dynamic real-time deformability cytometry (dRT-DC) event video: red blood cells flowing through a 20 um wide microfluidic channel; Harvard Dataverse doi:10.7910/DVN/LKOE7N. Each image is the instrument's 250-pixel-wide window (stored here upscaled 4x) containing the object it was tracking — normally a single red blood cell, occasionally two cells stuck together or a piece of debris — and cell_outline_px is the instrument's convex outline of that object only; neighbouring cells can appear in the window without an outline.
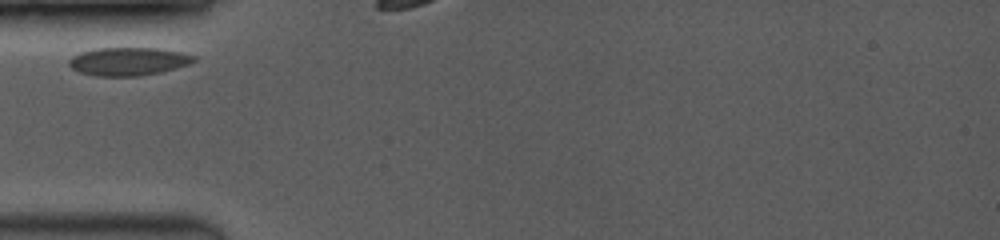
{"species": "common noctule bat (a hibernating species)", "species_latin": "Nyctalus noctula", "temperature_condition": "room temperature", "stored_images_in_passage": 7, "camera_frame_rate_fps": 3500, "um_per_image_px": 0.085, "animal": {"sex": "female", "body_mass_g": 19.0, "forearm_length_mm": 53.3}, "frame": {"image": 1, "passage_image": 1, "time_ms": 0.0, "image_size_px": [1000, 240], "cell_outline_px": [[196, 60], [188, 64], [176, 68], [160, 72], [140, 76], [96, 76], [80, 72], [72, 68], [68, 64], [68, 60], [72, 56], [80, 52], [96, 48], [156, 48], [180, 52], [196, 56]], "centroid_in_image_um": [10.88, 5.22], "position_along_channel_um": 74.1, "area_um2": 20.46}}
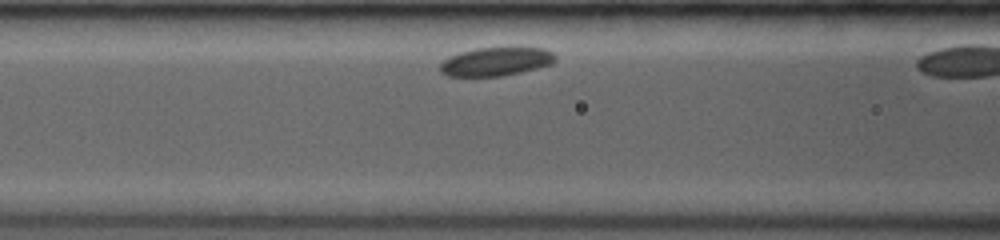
{"frame": {"image": 2, "passage_image": 4, "time_ms": 1.429, "image_size_px": [1000, 240], "cell_outline_px": [[556, 60], [552, 64], [504, 76], [448, 76], [440, 72], [440, 64], [448, 56], [460, 52], [476, 48], [544, 48], [552, 52], [556, 56]], "centroid_in_image_um": [42.14, 5.24], "position_along_channel_um": 124.5, "area_um2": 19.13}}
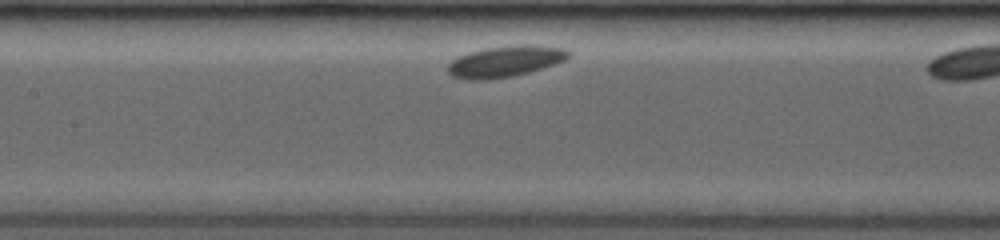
{"frame": {"image": 3, "passage_image": 6, "time_ms": 2.571, "image_size_px": [1000, 240], "cell_outline_px": [[568, 56], [564, 60], [528, 72], [512, 76], [488, 80], [464, 80], [452, 76], [448, 72], [448, 64], [456, 56], [468, 52], [488, 48], [520, 44], [524, 44], [564, 48], [568, 52]], "centroid_in_image_um": [42.85, 5.23], "position_along_channel_um": 164.6, "area_um2": 21.68}}